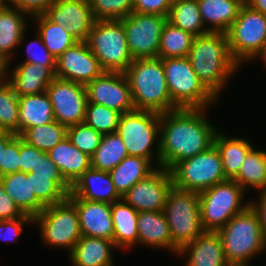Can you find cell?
Instances as JSON below:
<instances>
[{
    "label": "cell",
    "instance_id": "2e32d148",
    "mask_svg": "<svg viewBox=\"0 0 266 266\" xmlns=\"http://www.w3.org/2000/svg\"><path fill=\"white\" fill-rule=\"evenodd\" d=\"M172 186L170 170L159 167L138 181L122 199L138 212L163 211Z\"/></svg>",
    "mask_w": 266,
    "mask_h": 266
},
{
    "label": "cell",
    "instance_id": "7dc6e473",
    "mask_svg": "<svg viewBox=\"0 0 266 266\" xmlns=\"http://www.w3.org/2000/svg\"><path fill=\"white\" fill-rule=\"evenodd\" d=\"M7 6L17 9L31 18L44 15L55 0H2ZM10 3V4H9Z\"/></svg>",
    "mask_w": 266,
    "mask_h": 266
},
{
    "label": "cell",
    "instance_id": "816d5d0a",
    "mask_svg": "<svg viewBox=\"0 0 266 266\" xmlns=\"http://www.w3.org/2000/svg\"><path fill=\"white\" fill-rule=\"evenodd\" d=\"M25 214L18 208L14 201L5 193L0 180V220L21 218Z\"/></svg>",
    "mask_w": 266,
    "mask_h": 266
},
{
    "label": "cell",
    "instance_id": "52a82bcc",
    "mask_svg": "<svg viewBox=\"0 0 266 266\" xmlns=\"http://www.w3.org/2000/svg\"><path fill=\"white\" fill-rule=\"evenodd\" d=\"M169 95L177 108H209L217 99L198 79L188 57L162 59Z\"/></svg>",
    "mask_w": 266,
    "mask_h": 266
},
{
    "label": "cell",
    "instance_id": "1f68e13d",
    "mask_svg": "<svg viewBox=\"0 0 266 266\" xmlns=\"http://www.w3.org/2000/svg\"><path fill=\"white\" fill-rule=\"evenodd\" d=\"M214 145L220 153L227 179H233L238 174L241 163L254 148L252 143L246 139L229 137L219 131L215 135Z\"/></svg>",
    "mask_w": 266,
    "mask_h": 266
},
{
    "label": "cell",
    "instance_id": "f546056e",
    "mask_svg": "<svg viewBox=\"0 0 266 266\" xmlns=\"http://www.w3.org/2000/svg\"><path fill=\"white\" fill-rule=\"evenodd\" d=\"M19 135L27 128L55 121L47 92L19 97Z\"/></svg>",
    "mask_w": 266,
    "mask_h": 266
},
{
    "label": "cell",
    "instance_id": "f35d334b",
    "mask_svg": "<svg viewBox=\"0 0 266 266\" xmlns=\"http://www.w3.org/2000/svg\"><path fill=\"white\" fill-rule=\"evenodd\" d=\"M19 97L5 81L0 85V129L19 135Z\"/></svg>",
    "mask_w": 266,
    "mask_h": 266
},
{
    "label": "cell",
    "instance_id": "484cf974",
    "mask_svg": "<svg viewBox=\"0 0 266 266\" xmlns=\"http://www.w3.org/2000/svg\"><path fill=\"white\" fill-rule=\"evenodd\" d=\"M48 155L71 186L91 167V157L75 147L68 137L52 148Z\"/></svg>",
    "mask_w": 266,
    "mask_h": 266
},
{
    "label": "cell",
    "instance_id": "d4e9b609",
    "mask_svg": "<svg viewBox=\"0 0 266 266\" xmlns=\"http://www.w3.org/2000/svg\"><path fill=\"white\" fill-rule=\"evenodd\" d=\"M113 240L81 236L69 254L70 261L77 266H114Z\"/></svg>",
    "mask_w": 266,
    "mask_h": 266
},
{
    "label": "cell",
    "instance_id": "9c48e42d",
    "mask_svg": "<svg viewBox=\"0 0 266 266\" xmlns=\"http://www.w3.org/2000/svg\"><path fill=\"white\" fill-rule=\"evenodd\" d=\"M122 138L129 156L149 159L160 167L159 137L160 114L152 111L133 110L121 114L116 131ZM156 139V140H155ZM156 143V144H154ZM157 148L153 153V146ZM155 154V156H153Z\"/></svg>",
    "mask_w": 266,
    "mask_h": 266
},
{
    "label": "cell",
    "instance_id": "db71d44e",
    "mask_svg": "<svg viewBox=\"0 0 266 266\" xmlns=\"http://www.w3.org/2000/svg\"><path fill=\"white\" fill-rule=\"evenodd\" d=\"M244 4L266 16V0H244Z\"/></svg>",
    "mask_w": 266,
    "mask_h": 266
},
{
    "label": "cell",
    "instance_id": "ac0fdd59",
    "mask_svg": "<svg viewBox=\"0 0 266 266\" xmlns=\"http://www.w3.org/2000/svg\"><path fill=\"white\" fill-rule=\"evenodd\" d=\"M77 41H86L95 22L89 0H55L45 14Z\"/></svg>",
    "mask_w": 266,
    "mask_h": 266
},
{
    "label": "cell",
    "instance_id": "8992f818",
    "mask_svg": "<svg viewBox=\"0 0 266 266\" xmlns=\"http://www.w3.org/2000/svg\"><path fill=\"white\" fill-rule=\"evenodd\" d=\"M172 243L180 250L204 232L201 224L199 193L172 186L163 210Z\"/></svg>",
    "mask_w": 266,
    "mask_h": 266
},
{
    "label": "cell",
    "instance_id": "60d3db41",
    "mask_svg": "<svg viewBox=\"0 0 266 266\" xmlns=\"http://www.w3.org/2000/svg\"><path fill=\"white\" fill-rule=\"evenodd\" d=\"M95 20H120L133 12L132 0H89Z\"/></svg>",
    "mask_w": 266,
    "mask_h": 266
},
{
    "label": "cell",
    "instance_id": "f907efd6",
    "mask_svg": "<svg viewBox=\"0 0 266 266\" xmlns=\"http://www.w3.org/2000/svg\"><path fill=\"white\" fill-rule=\"evenodd\" d=\"M41 153V150L29 145L19 136L20 172L30 173L37 163V156Z\"/></svg>",
    "mask_w": 266,
    "mask_h": 266
},
{
    "label": "cell",
    "instance_id": "f6af8a7d",
    "mask_svg": "<svg viewBox=\"0 0 266 266\" xmlns=\"http://www.w3.org/2000/svg\"><path fill=\"white\" fill-rule=\"evenodd\" d=\"M34 41H31L27 48L26 63H35L48 67L54 74L56 71V57L45 47L40 35L36 32ZM37 49V50H36ZM40 49V51H38Z\"/></svg>",
    "mask_w": 266,
    "mask_h": 266
},
{
    "label": "cell",
    "instance_id": "5b68a950",
    "mask_svg": "<svg viewBox=\"0 0 266 266\" xmlns=\"http://www.w3.org/2000/svg\"><path fill=\"white\" fill-rule=\"evenodd\" d=\"M86 43L105 72L124 73L133 61L121 20H95Z\"/></svg>",
    "mask_w": 266,
    "mask_h": 266
},
{
    "label": "cell",
    "instance_id": "9a60e30c",
    "mask_svg": "<svg viewBox=\"0 0 266 266\" xmlns=\"http://www.w3.org/2000/svg\"><path fill=\"white\" fill-rule=\"evenodd\" d=\"M87 102L123 113L135 110L128 80L124 73L104 72L85 85Z\"/></svg>",
    "mask_w": 266,
    "mask_h": 266
},
{
    "label": "cell",
    "instance_id": "836d02e7",
    "mask_svg": "<svg viewBox=\"0 0 266 266\" xmlns=\"http://www.w3.org/2000/svg\"><path fill=\"white\" fill-rule=\"evenodd\" d=\"M245 191L247 187L263 191L266 187V151L253 148L233 178Z\"/></svg>",
    "mask_w": 266,
    "mask_h": 266
},
{
    "label": "cell",
    "instance_id": "bcb514c9",
    "mask_svg": "<svg viewBox=\"0 0 266 266\" xmlns=\"http://www.w3.org/2000/svg\"><path fill=\"white\" fill-rule=\"evenodd\" d=\"M19 135H16L3 149L2 164H0V177L20 172Z\"/></svg>",
    "mask_w": 266,
    "mask_h": 266
},
{
    "label": "cell",
    "instance_id": "4fadbf2b",
    "mask_svg": "<svg viewBox=\"0 0 266 266\" xmlns=\"http://www.w3.org/2000/svg\"><path fill=\"white\" fill-rule=\"evenodd\" d=\"M124 25L129 52L134 59L156 58L167 17L132 12L120 19Z\"/></svg>",
    "mask_w": 266,
    "mask_h": 266
},
{
    "label": "cell",
    "instance_id": "7402d4cb",
    "mask_svg": "<svg viewBox=\"0 0 266 266\" xmlns=\"http://www.w3.org/2000/svg\"><path fill=\"white\" fill-rule=\"evenodd\" d=\"M11 71L6 81L18 97L45 92L55 78V74L48 67L35 63L22 62Z\"/></svg>",
    "mask_w": 266,
    "mask_h": 266
},
{
    "label": "cell",
    "instance_id": "603a6c76",
    "mask_svg": "<svg viewBox=\"0 0 266 266\" xmlns=\"http://www.w3.org/2000/svg\"><path fill=\"white\" fill-rule=\"evenodd\" d=\"M21 11L7 6L4 2L0 4V57L10 67L13 60V50L24 43L26 33V17Z\"/></svg>",
    "mask_w": 266,
    "mask_h": 266
},
{
    "label": "cell",
    "instance_id": "44dd1931",
    "mask_svg": "<svg viewBox=\"0 0 266 266\" xmlns=\"http://www.w3.org/2000/svg\"><path fill=\"white\" fill-rule=\"evenodd\" d=\"M177 255H189L185 266H225L228 262L218 232L212 231H204Z\"/></svg>",
    "mask_w": 266,
    "mask_h": 266
},
{
    "label": "cell",
    "instance_id": "7c38bea8",
    "mask_svg": "<svg viewBox=\"0 0 266 266\" xmlns=\"http://www.w3.org/2000/svg\"><path fill=\"white\" fill-rule=\"evenodd\" d=\"M226 34L233 58L239 65H243L266 42V16L243 4Z\"/></svg>",
    "mask_w": 266,
    "mask_h": 266
},
{
    "label": "cell",
    "instance_id": "680465c9",
    "mask_svg": "<svg viewBox=\"0 0 266 266\" xmlns=\"http://www.w3.org/2000/svg\"><path fill=\"white\" fill-rule=\"evenodd\" d=\"M225 266H249V263L227 262Z\"/></svg>",
    "mask_w": 266,
    "mask_h": 266
},
{
    "label": "cell",
    "instance_id": "30bf717a",
    "mask_svg": "<svg viewBox=\"0 0 266 266\" xmlns=\"http://www.w3.org/2000/svg\"><path fill=\"white\" fill-rule=\"evenodd\" d=\"M170 173L173 185L197 193L227 180L220 153L215 145L176 163Z\"/></svg>",
    "mask_w": 266,
    "mask_h": 266
},
{
    "label": "cell",
    "instance_id": "7a4b0ae2",
    "mask_svg": "<svg viewBox=\"0 0 266 266\" xmlns=\"http://www.w3.org/2000/svg\"><path fill=\"white\" fill-rule=\"evenodd\" d=\"M188 58L200 82L217 100L240 67L231 54L227 34L222 32L195 36Z\"/></svg>",
    "mask_w": 266,
    "mask_h": 266
},
{
    "label": "cell",
    "instance_id": "277c9868",
    "mask_svg": "<svg viewBox=\"0 0 266 266\" xmlns=\"http://www.w3.org/2000/svg\"><path fill=\"white\" fill-rule=\"evenodd\" d=\"M228 262L249 263L266 251V239L255 210L249 205L217 231Z\"/></svg>",
    "mask_w": 266,
    "mask_h": 266
},
{
    "label": "cell",
    "instance_id": "d590c367",
    "mask_svg": "<svg viewBox=\"0 0 266 266\" xmlns=\"http://www.w3.org/2000/svg\"><path fill=\"white\" fill-rule=\"evenodd\" d=\"M126 156L128 153L121 136L117 132L104 134L100 145L91 156V167L110 172Z\"/></svg>",
    "mask_w": 266,
    "mask_h": 266
},
{
    "label": "cell",
    "instance_id": "9f6ffc18",
    "mask_svg": "<svg viewBox=\"0 0 266 266\" xmlns=\"http://www.w3.org/2000/svg\"><path fill=\"white\" fill-rule=\"evenodd\" d=\"M8 69L7 63L0 57V85L6 81Z\"/></svg>",
    "mask_w": 266,
    "mask_h": 266
},
{
    "label": "cell",
    "instance_id": "4dcf8cb0",
    "mask_svg": "<svg viewBox=\"0 0 266 266\" xmlns=\"http://www.w3.org/2000/svg\"><path fill=\"white\" fill-rule=\"evenodd\" d=\"M153 165L149 159L126 156L109 172L118 194L123 197L138 181L153 173L157 169Z\"/></svg>",
    "mask_w": 266,
    "mask_h": 266
},
{
    "label": "cell",
    "instance_id": "7bdbcfd3",
    "mask_svg": "<svg viewBox=\"0 0 266 266\" xmlns=\"http://www.w3.org/2000/svg\"><path fill=\"white\" fill-rule=\"evenodd\" d=\"M32 192L44 206H51L64 201L68 195L52 180L35 177L32 174Z\"/></svg>",
    "mask_w": 266,
    "mask_h": 266
},
{
    "label": "cell",
    "instance_id": "681fc988",
    "mask_svg": "<svg viewBox=\"0 0 266 266\" xmlns=\"http://www.w3.org/2000/svg\"><path fill=\"white\" fill-rule=\"evenodd\" d=\"M133 12L167 17L173 0H132Z\"/></svg>",
    "mask_w": 266,
    "mask_h": 266
},
{
    "label": "cell",
    "instance_id": "d6986e66",
    "mask_svg": "<svg viewBox=\"0 0 266 266\" xmlns=\"http://www.w3.org/2000/svg\"><path fill=\"white\" fill-rule=\"evenodd\" d=\"M67 198L75 205L78 212L82 236L113 240L111 204L88 201L79 197Z\"/></svg>",
    "mask_w": 266,
    "mask_h": 266
},
{
    "label": "cell",
    "instance_id": "11a10c76",
    "mask_svg": "<svg viewBox=\"0 0 266 266\" xmlns=\"http://www.w3.org/2000/svg\"><path fill=\"white\" fill-rule=\"evenodd\" d=\"M16 135L7 131L0 132V164H2L3 149Z\"/></svg>",
    "mask_w": 266,
    "mask_h": 266
},
{
    "label": "cell",
    "instance_id": "d6a6232c",
    "mask_svg": "<svg viewBox=\"0 0 266 266\" xmlns=\"http://www.w3.org/2000/svg\"><path fill=\"white\" fill-rule=\"evenodd\" d=\"M167 21L194 36L208 33L203 25L197 0H173Z\"/></svg>",
    "mask_w": 266,
    "mask_h": 266
},
{
    "label": "cell",
    "instance_id": "6f0895ef",
    "mask_svg": "<svg viewBox=\"0 0 266 266\" xmlns=\"http://www.w3.org/2000/svg\"><path fill=\"white\" fill-rule=\"evenodd\" d=\"M262 59L264 66L266 67V42L263 44L261 49L255 54V56L250 60L253 61L255 59Z\"/></svg>",
    "mask_w": 266,
    "mask_h": 266
},
{
    "label": "cell",
    "instance_id": "f5cc1de1",
    "mask_svg": "<svg viewBox=\"0 0 266 266\" xmlns=\"http://www.w3.org/2000/svg\"><path fill=\"white\" fill-rule=\"evenodd\" d=\"M249 201L250 206L255 210L260 219V224L266 239V193L259 191V199L255 202Z\"/></svg>",
    "mask_w": 266,
    "mask_h": 266
},
{
    "label": "cell",
    "instance_id": "4316f807",
    "mask_svg": "<svg viewBox=\"0 0 266 266\" xmlns=\"http://www.w3.org/2000/svg\"><path fill=\"white\" fill-rule=\"evenodd\" d=\"M5 193L18 208L32 218L39 215L45 207L32 192V173L15 172L0 177Z\"/></svg>",
    "mask_w": 266,
    "mask_h": 266
},
{
    "label": "cell",
    "instance_id": "74e56055",
    "mask_svg": "<svg viewBox=\"0 0 266 266\" xmlns=\"http://www.w3.org/2000/svg\"><path fill=\"white\" fill-rule=\"evenodd\" d=\"M19 136L29 145L48 153L67 137V127L55 120L47 125L27 128Z\"/></svg>",
    "mask_w": 266,
    "mask_h": 266
},
{
    "label": "cell",
    "instance_id": "ee69618b",
    "mask_svg": "<svg viewBox=\"0 0 266 266\" xmlns=\"http://www.w3.org/2000/svg\"><path fill=\"white\" fill-rule=\"evenodd\" d=\"M33 176L48 178L54 181L67 195L71 192V185L64 179L59 168L50 159L48 153L42 152L37 156V163L31 171Z\"/></svg>",
    "mask_w": 266,
    "mask_h": 266
},
{
    "label": "cell",
    "instance_id": "c3c4849f",
    "mask_svg": "<svg viewBox=\"0 0 266 266\" xmlns=\"http://www.w3.org/2000/svg\"><path fill=\"white\" fill-rule=\"evenodd\" d=\"M31 223L34 224V219L29 215H24L21 218L12 220H0V239L6 242L17 241L20 236L23 225Z\"/></svg>",
    "mask_w": 266,
    "mask_h": 266
},
{
    "label": "cell",
    "instance_id": "b9f144b4",
    "mask_svg": "<svg viewBox=\"0 0 266 266\" xmlns=\"http://www.w3.org/2000/svg\"><path fill=\"white\" fill-rule=\"evenodd\" d=\"M102 134L89 127L85 122L67 128V137L80 151L90 157L100 145Z\"/></svg>",
    "mask_w": 266,
    "mask_h": 266
},
{
    "label": "cell",
    "instance_id": "e575fe53",
    "mask_svg": "<svg viewBox=\"0 0 266 266\" xmlns=\"http://www.w3.org/2000/svg\"><path fill=\"white\" fill-rule=\"evenodd\" d=\"M37 22V33L40 35L47 50L59 57L68 48L78 42L62 25L55 24L45 14L33 17Z\"/></svg>",
    "mask_w": 266,
    "mask_h": 266
},
{
    "label": "cell",
    "instance_id": "cb8c5ba5",
    "mask_svg": "<svg viewBox=\"0 0 266 266\" xmlns=\"http://www.w3.org/2000/svg\"><path fill=\"white\" fill-rule=\"evenodd\" d=\"M138 244L167 249L178 254L172 243L169 225L163 211L139 212L137 218Z\"/></svg>",
    "mask_w": 266,
    "mask_h": 266
},
{
    "label": "cell",
    "instance_id": "ba28073f",
    "mask_svg": "<svg viewBox=\"0 0 266 266\" xmlns=\"http://www.w3.org/2000/svg\"><path fill=\"white\" fill-rule=\"evenodd\" d=\"M245 192L236 181L227 179L199 193L204 231L217 232L249 206V201L245 204L242 202Z\"/></svg>",
    "mask_w": 266,
    "mask_h": 266
},
{
    "label": "cell",
    "instance_id": "6da1fadb",
    "mask_svg": "<svg viewBox=\"0 0 266 266\" xmlns=\"http://www.w3.org/2000/svg\"><path fill=\"white\" fill-rule=\"evenodd\" d=\"M207 108H177L160 114V167L176 163L214 145L216 127L205 116Z\"/></svg>",
    "mask_w": 266,
    "mask_h": 266
},
{
    "label": "cell",
    "instance_id": "f1b7e54d",
    "mask_svg": "<svg viewBox=\"0 0 266 266\" xmlns=\"http://www.w3.org/2000/svg\"><path fill=\"white\" fill-rule=\"evenodd\" d=\"M111 214L114 224L113 243L117 249H127L137 245L139 212L120 199L111 204Z\"/></svg>",
    "mask_w": 266,
    "mask_h": 266
},
{
    "label": "cell",
    "instance_id": "ab89813d",
    "mask_svg": "<svg viewBox=\"0 0 266 266\" xmlns=\"http://www.w3.org/2000/svg\"><path fill=\"white\" fill-rule=\"evenodd\" d=\"M120 117V112L106 106L89 102L86 104L84 122L102 135L116 132Z\"/></svg>",
    "mask_w": 266,
    "mask_h": 266
},
{
    "label": "cell",
    "instance_id": "3957f363",
    "mask_svg": "<svg viewBox=\"0 0 266 266\" xmlns=\"http://www.w3.org/2000/svg\"><path fill=\"white\" fill-rule=\"evenodd\" d=\"M135 110L165 113L177 109L169 95L159 57L134 59L124 72Z\"/></svg>",
    "mask_w": 266,
    "mask_h": 266
},
{
    "label": "cell",
    "instance_id": "83f0119b",
    "mask_svg": "<svg viewBox=\"0 0 266 266\" xmlns=\"http://www.w3.org/2000/svg\"><path fill=\"white\" fill-rule=\"evenodd\" d=\"M203 25L208 32L227 33L244 0H197ZM206 24L211 25L207 27Z\"/></svg>",
    "mask_w": 266,
    "mask_h": 266
},
{
    "label": "cell",
    "instance_id": "e0dca14e",
    "mask_svg": "<svg viewBox=\"0 0 266 266\" xmlns=\"http://www.w3.org/2000/svg\"><path fill=\"white\" fill-rule=\"evenodd\" d=\"M105 71L86 41H78L56 58L55 77L86 85Z\"/></svg>",
    "mask_w": 266,
    "mask_h": 266
},
{
    "label": "cell",
    "instance_id": "8d00e7d4",
    "mask_svg": "<svg viewBox=\"0 0 266 266\" xmlns=\"http://www.w3.org/2000/svg\"><path fill=\"white\" fill-rule=\"evenodd\" d=\"M194 35L167 21L163 27L160 38L158 57H188L192 47Z\"/></svg>",
    "mask_w": 266,
    "mask_h": 266
},
{
    "label": "cell",
    "instance_id": "8fae6325",
    "mask_svg": "<svg viewBox=\"0 0 266 266\" xmlns=\"http://www.w3.org/2000/svg\"><path fill=\"white\" fill-rule=\"evenodd\" d=\"M34 219L39 226L43 243L51 247L66 248L71 253L81 235L79 215L75 205L66 198L64 201L45 207Z\"/></svg>",
    "mask_w": 266,
    "mask_h": 266
},
{
    "label": "cell",
    "instance_id": "ffe728a7",
    "mask_svg": "<svg viewBox=\"0 0 266 266\" xmlns=\"http://www.w3.org/2000/svg\"><path fill=\"white\" fill-rule=\"evenodd\" d=\"M68 197L112 204L122 197L118 194L109 172L90 167L71 186Z\"/></svg>",
    "mask_w": 266,
    "mask_h": 266
},
{
    "label": "cell",
    "instance_id": "5bb4252c",
    "mask_svg": "<svg viewBox=\"0 0 266 266\" xmlns=\"http://www.w3.org/2000/svg\"><path fill=\"white\" fill-rule=\"evenodd\" d=\"M46 92L56 121L67 128L84 122L87 104L85 85L55 77Z\"/></svg>",
    "mask_w": 266,
    "mask_h": 266
}]
</instances>
